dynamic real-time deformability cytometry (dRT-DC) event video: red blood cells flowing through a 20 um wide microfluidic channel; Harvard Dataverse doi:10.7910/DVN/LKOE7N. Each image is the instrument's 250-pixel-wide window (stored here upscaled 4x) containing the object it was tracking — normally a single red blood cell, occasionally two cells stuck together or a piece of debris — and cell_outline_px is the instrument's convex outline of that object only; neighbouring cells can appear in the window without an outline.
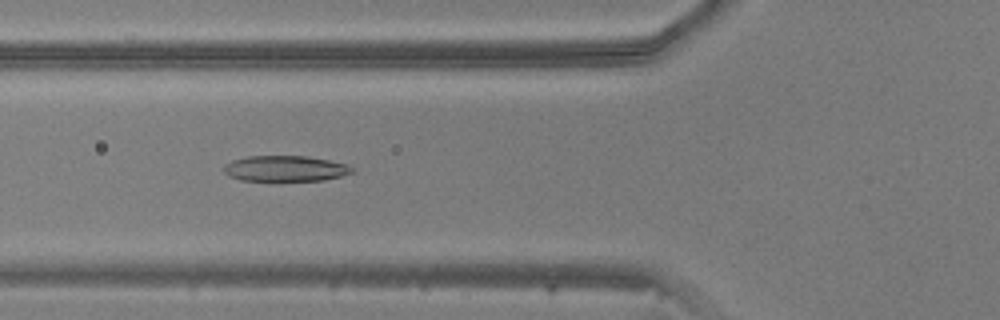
{"species": "common noctule bat (a hibernating species)", "species_latin": "Nyctalus noctula", "temperature_condition": "warm", "stored_images_in_passage": 48, "camera_frame_rate_fps": 3000, "um_per_image_px": 0.085, "animal": {"sex": "male", "body_mass_g": 20.5, "forearm_length_mm": 52.5}, "frame": {"image": 1, "passage_image": 17, "time_ms": 5.333, "image_size_px": [1000, 320], "cell_outline_px": [[356, 172], [324, 180], [240, 180], [228, 176], [224, 172], [224, 164], [232, 160], [248, 156], [308, 156], [348, 164], [356, 168]], "centroid_in_image_um": [24.28, 14.32], "position_along_channel_um": 101.5, "area_um2": 19.31}}
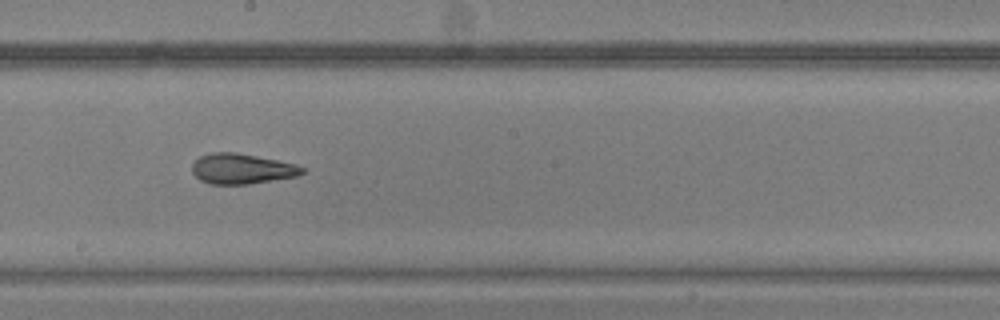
{"frame": {"image": 2, "passage_image": 26, "time_ms": 8.333, "image_size_px": [1000, 320], "cell_outline_px": [[308, 172], [296, 176], [248, 184], [208, 184], [200, 180], [192, 172], [192, 164], [200, 156], [212, 152], [236, 152], [296, 164], [308, 168]], "centroid_in_image_um": [20.58, 14.35], "position_along_channel_um": 227.6, "area_um2": 19.54}}
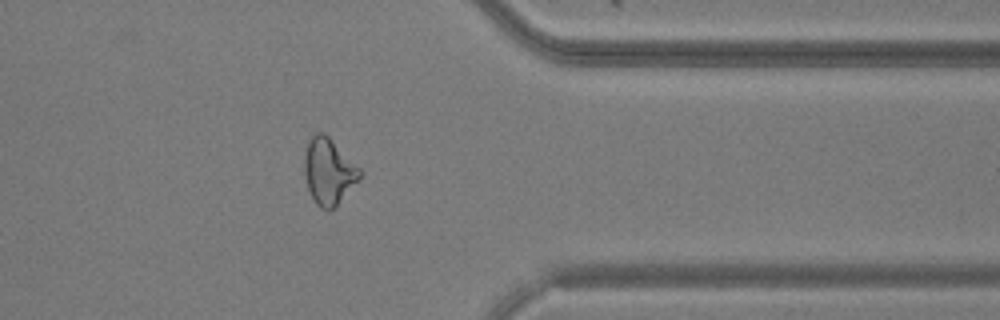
{"frame": {"image": 3, "passage_image": 38, "time_ms": 12.333, "image_size_px": [1000, 320], "cell_outline_px": [[364, 172], [360, 180], [328, 212], [320, 208], [316, 204], [308, 188], [304, 176], [304, 156], [308, 140], [316, 132], [324, 132]], "centroid_in_image_um": [27.94, 14.56], "position_along_channel_um": 383.5, "area_um2": 21.39}}